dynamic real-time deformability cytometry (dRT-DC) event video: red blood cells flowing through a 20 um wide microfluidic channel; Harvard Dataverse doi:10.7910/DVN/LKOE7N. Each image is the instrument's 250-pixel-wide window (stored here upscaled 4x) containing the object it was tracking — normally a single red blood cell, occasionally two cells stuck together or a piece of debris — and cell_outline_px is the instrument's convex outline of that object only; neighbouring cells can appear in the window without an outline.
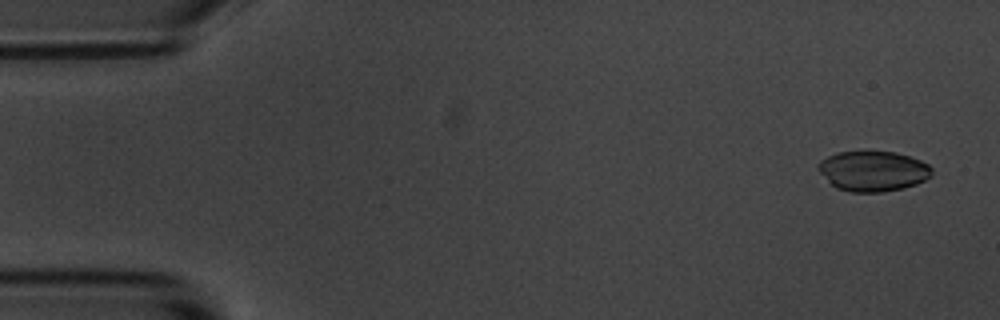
{"species": "common noctule bat (a hibernating species)", "species_latin": "Nyctalus noctula", "temperature_condition": "room temperature", "stored_images_in_passage": 9, "camera_frame_rate_fps": 3000, "um_per_image_px": 0.085, "animal": {"sex": "male", "body_mass_g": 20.1, "forearm_length_mm": 53.5}, "frame": {"image": 1, "passage_image": 1, "time_ms": 0.0, "image_size_px": [1000, 320], "cell_outline_px": [[932, 176], [916, 184], [904, 188], [884, 192], [852, 192], [836, 188], [816, 168], [820, 160], [836, 152], [896, 152], [920, 160], [928, 164], [932, 168]], "centroid_in_image_um": [74.22, 14.55], "position_along_channel_um": 10.8, "area_um2": 26.59}}
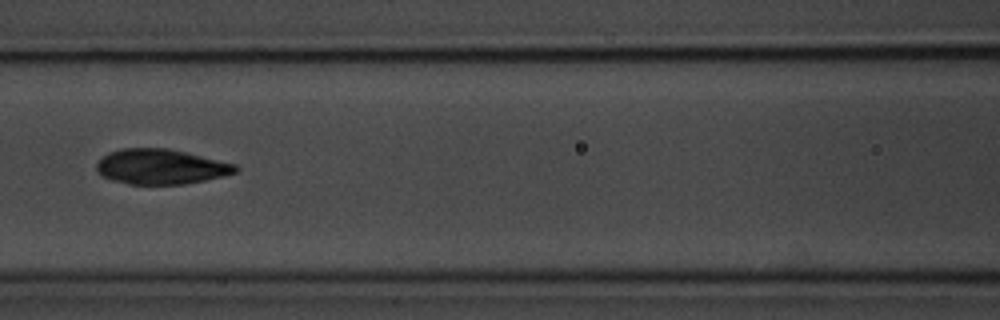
{"frame": {"image": 2, "passage_image": 6, "time_ms": 7.0, "image_size_px": [1000, 320], "cell_outline_px": [[240, 168], [236, 172], [224, 176], [184, 184], [128, 184], [112, 180], [104, 176], [96, 168], [96, 164], [108, 152], [120, 148], [168, 148], [236, 164]], "centroid_in_image_um": [13.68, 14.16], "position_along_channel_um": 152.9, "area_um2": 28.26}}
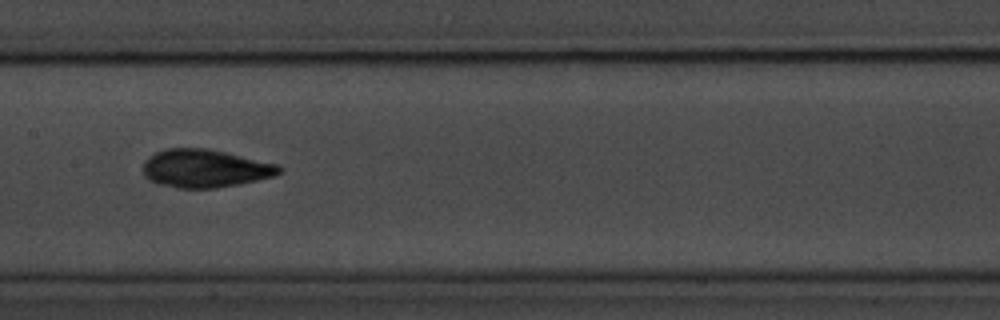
{"frame": {"image": 3, "passage_image": 7, "time_ms": 8.0, "image_size_px": [1000, 320], "cell_outline_px": [[284, 172], [276, 176], [216, 188], [176, 188], [156, 184], [148, 180], [144, 176], [144, 160], [148, 156], [156, 152], [168, 148], [208, 148], [280, 164], [284, 168]], "centroid_in_image_um": [17.45, 14.31], "position_along_channel_um": 189.9, "area_um2": 30.63}}